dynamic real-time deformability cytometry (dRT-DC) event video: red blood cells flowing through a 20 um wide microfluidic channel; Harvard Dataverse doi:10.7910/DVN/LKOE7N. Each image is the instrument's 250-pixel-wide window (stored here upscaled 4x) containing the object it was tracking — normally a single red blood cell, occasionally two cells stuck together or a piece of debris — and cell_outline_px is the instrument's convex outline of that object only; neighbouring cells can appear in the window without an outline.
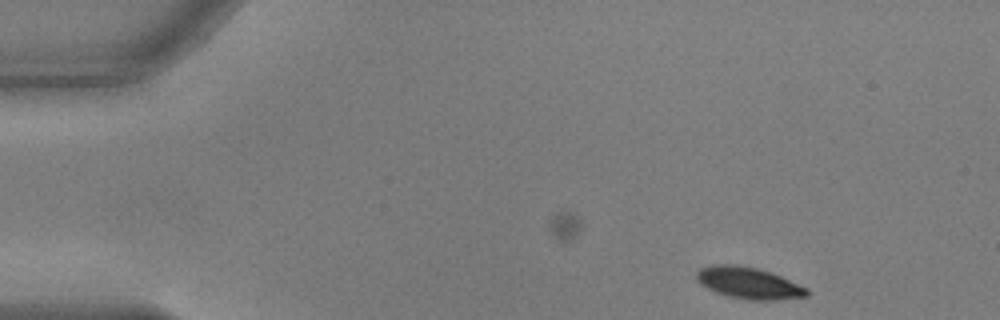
{"species": "common noctule bat (a hibernating species)", "species_latin": "Nyctalus noctula", "temperature_condition": "warm", "stored_images_in_passage": 45, "camera_frame_rate_fps": 3000, "um_per_image_px": 0.085, "animal": {"sex": "male", "body_mass_g": 17.9, "forearm_length_mm": 54.2}, "frame": {"image": 1, "passage_image": 1, "time_ms": 0.0, "image_size_px": [1000, 320], "cell_outline_px": [[808, 296], [772, 300], [752, 300], [728, 296], [716, 292], [700, 284], [696, 280], [696, 272], [700, 268], [716, 264], [736, 264], [756, 268], [780, 276], [808, 288]], "centroid_in_image_um": [63.61, 24.05], "position_along_channel_um": 21.4, "area_um2": 20.11}}
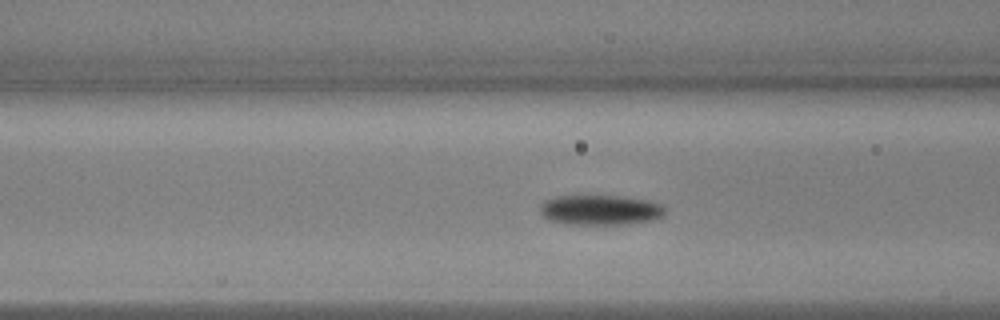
{"frame": {"image": 2, "passage_image": 16, "time_ms": 5.0, "image_size_px": [1000, 320], "cell_outline_px": [[664, 216], [652, 220], [628, 224], [568, 224], [548, 220], [540, 212], [540, 204], [544, 200], [556, 196], [620, 196], [648, 200], [660, 204], [664, 208]], "centroid_in_image_um": [51.0, 17.85], "position_along_channel_um": 115.6, "area_um2": 21.91}}
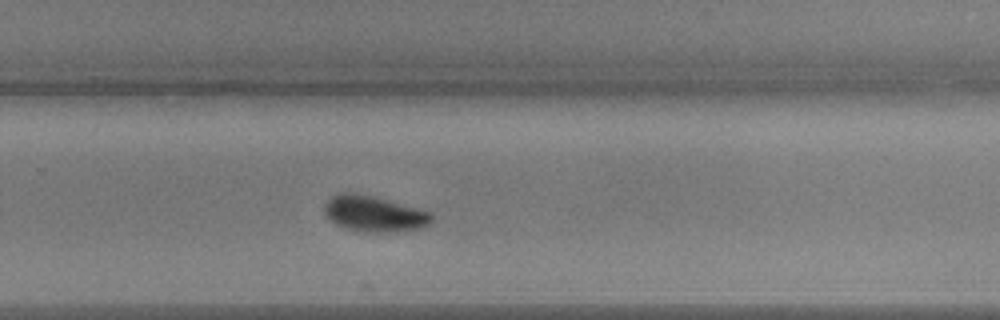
{"frame": {"image": 3, "passage_image": 31, "time_ms": 10.0, "image_size_px": [1000, 320], "cell_outline_px": [[432, 220], [424, 228], [392, 232], [364, 232], [348, 228], [336, 224], [324, 212], [324, 204], [332, 196], [340, 192], [352, 192], [372, 196], [432, 212]], "centroid_in_image_um": [31.81, 18.17], "position_along_channel_um": 298.0, "area_um2": 22.25}, "authors_computed_cell_mechanics": {"area_um2": 21.097, "velocity_mm_per_s": 3.6599, "shape_relaxation_time_tau1_ms": 2.4663, "shape_relaxation_time_tau2_ms": 6.4455, "deformation_change_tau1": 0.1243, "deformation_change_tau2": 0.077}}